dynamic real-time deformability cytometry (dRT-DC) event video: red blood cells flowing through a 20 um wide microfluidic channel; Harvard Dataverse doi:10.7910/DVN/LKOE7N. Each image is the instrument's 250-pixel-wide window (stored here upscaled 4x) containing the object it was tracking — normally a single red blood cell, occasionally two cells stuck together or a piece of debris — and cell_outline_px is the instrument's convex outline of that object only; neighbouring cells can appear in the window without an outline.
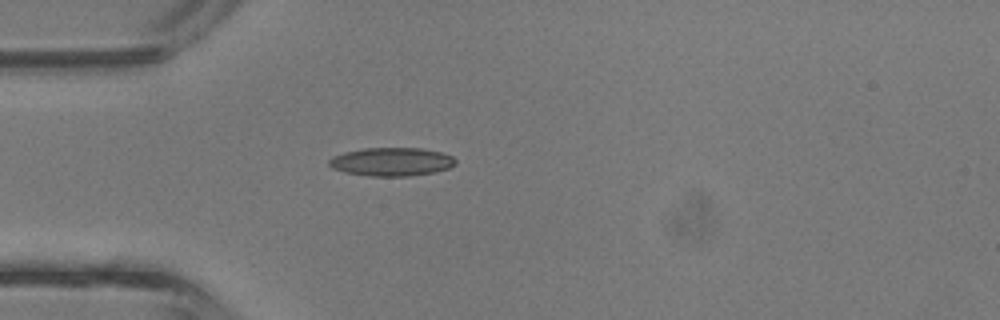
{"species": "common noctule bat (a hibernating species)", "species_latin": "Nyctalus noctula", "temperature_condition": "room temperature", "stored_images_in_passage": 1, "camera_frame_rate_fps": 3000, "um_per_image_px": 0.085, "animal": {"sex": "male", "body_mass_g": 13.3}, "frame": {"image": 1, "passage_image": 1, "time_ms": 0.0, "image_size_px": [1000, 320], "cell_outline_px": [[456, 164], [448, 168], [432, 172], [408, 176], [372, 176], [344, 172], [332, 168], [328, 164], [328, 160], [332, 156], [344, 152], [364, 148], [420, 148], [440, 152], [452, 156], [456, 160]], "centroid_in_image_um": [33.25, 13.74], "position_along_channel_um": 51.8, "area_um2": 20.87}}